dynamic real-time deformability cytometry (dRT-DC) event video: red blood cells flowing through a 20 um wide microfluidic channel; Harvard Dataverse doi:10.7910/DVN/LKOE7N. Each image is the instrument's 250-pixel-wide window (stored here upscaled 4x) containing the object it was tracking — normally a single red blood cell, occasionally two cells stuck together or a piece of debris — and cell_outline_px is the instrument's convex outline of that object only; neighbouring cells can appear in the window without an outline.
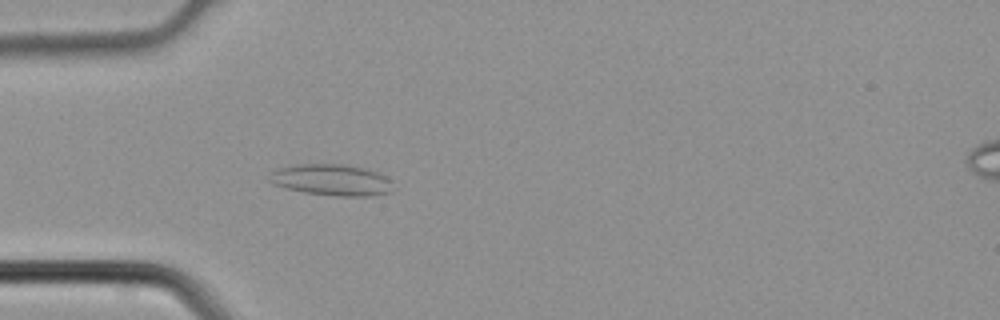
{"species": "common noctule bat (a hibernating species)", "species_latin": "Nyctalus noctula", "temperature_condition": "cold", "stored_images_in_passage": 4, "camera_frame_rate_fps": 3000, "um_per_image_px": 0.085, "animal": {"sex": "male", "body_mass_g": 21.5, "forearm_length_mm": 52.0}, "frame": {"image": 1, "passage_image": 4, "time_ms": 1.0, "image_size_px": [1000, 320], "cell_outline_px": [[392, 192], [368, 196], [340, 196], [304, 192], [272, 184], [268, 180], [272, 172], [276, 168], [292, 164], [344, 164], [364, 168], [376, 172], [384, 176], [388, 180]], "centroid_in_image_um": [28.12, 15.28], "position_along_channel_um": 56.9, "area_um2": 22.37}}